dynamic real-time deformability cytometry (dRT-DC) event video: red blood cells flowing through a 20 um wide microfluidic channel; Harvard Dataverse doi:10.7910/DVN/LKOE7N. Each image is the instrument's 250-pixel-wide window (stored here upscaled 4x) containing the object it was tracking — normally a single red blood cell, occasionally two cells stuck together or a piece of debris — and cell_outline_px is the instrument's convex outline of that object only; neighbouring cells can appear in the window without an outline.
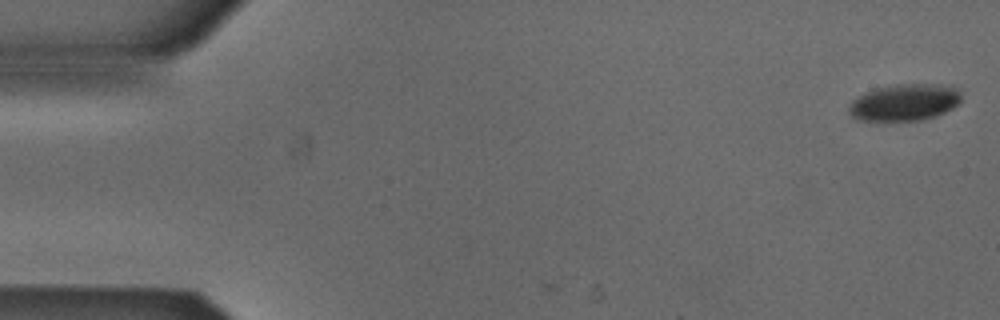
{"species": "Egyptian fruit bat (a non-hibernating species)", "species_latin": "Rousettus aegyptiacus", "temperature_condition": "cold", "stored_images_in_passage": 3, "camera_frame_rate_fps": 3000, "um_per_image_px": 0.085, "animal": {"sex": "male"}, "frame": {"image": 1, "passage_image": 1, "time_ms": 0.0, "image_size_px": [1000, 320], "cell_outline_px": [[960, 104], [936, 116], [920, 120], [856, 120], [848, 112], [848, 104], [856, 96], [864, 92], [876, 88], [896, 84], [936, 84], [956, 88], [960, 92]], "centroid_in_image_um": [76.84, 8.7], "position_along_channel_um": 8.2, "area_um2": 24.16}}